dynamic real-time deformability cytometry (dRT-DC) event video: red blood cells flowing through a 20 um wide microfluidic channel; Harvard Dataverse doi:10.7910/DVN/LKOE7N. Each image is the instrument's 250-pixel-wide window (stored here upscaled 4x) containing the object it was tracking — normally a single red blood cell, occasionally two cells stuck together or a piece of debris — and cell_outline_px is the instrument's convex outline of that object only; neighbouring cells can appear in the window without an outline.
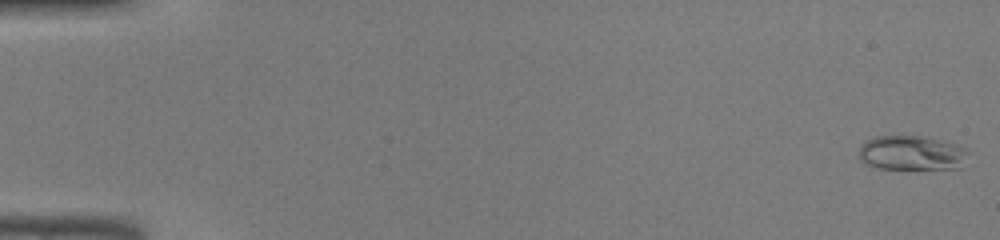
{"species": "common noctule bat (a hibernating species)", "species_latin": "Nyctalus noctula", "temperature_condition": "warm", "stored_images_in_passage": 46, "camera_frame_rate_fps": 3000, "um_per_image_px": 0.085, "animal": {"sex": "male", "body_mass_g": 19.0, "forearm_length_mm": 50.8}, "frame": {"image": 1, "passage_image": 1, "time_ms": 0.0, "image_size_px": [1000, 240], "cell_outline_px": [[968, 152], [960, 168], [880, 168], [868, 164], [860, 160], [860, 148], [868, 140], [876, 136], [924, 136], [960, 148]], "centroid_in_image_um": [77.43, 13.01], "position_along_channel_um": 7.6, "area_um2": 21.04}}
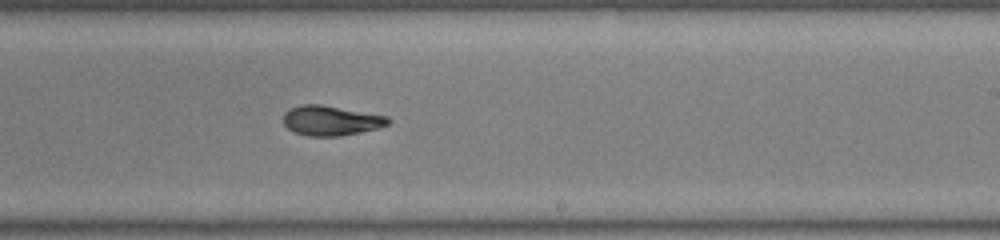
{"frame": {"image": 2, "passage_image": 29, "time_ms": 9.333, "image_size_px": [1000, 240], "cell_outline_px": [[392, 120], [388, 124], [376, 128], [360, 132], [340, 136], [308, 136], [292, 132], [284, 124], [284, 112], [300, 104], [320, 104], [388, 116]], "centroid_in_image_um": [28.11, 10.25], "position_along_channel_um": 260.9, "area_um2": 18.21}}
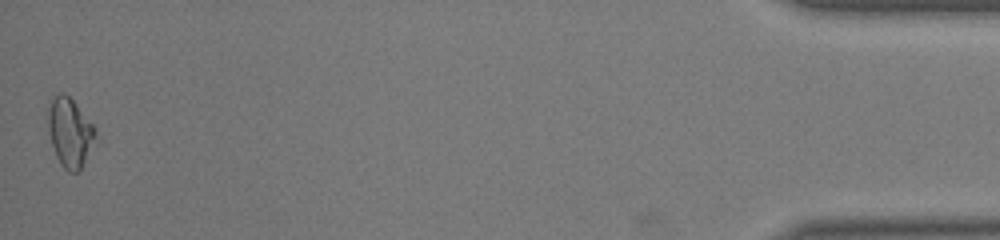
{"frame": {"image": 3, "passage_image": 46, "time_ms": 15.0, "image_size_px": [1000, 240], "cell_outline_px": [[96, 136], [80, 172], [68, 172], [60, 164], [56, 156], [52, 144], [48, 128], [48, 108], [52, 100], [60, 92], [64, 92], [76, 104], [92, 124], [96, 132]], "centroid_in_image_um": [5.93, 11.28], "position_along_channel_um": 429.3, "area_um2": 18.73}}